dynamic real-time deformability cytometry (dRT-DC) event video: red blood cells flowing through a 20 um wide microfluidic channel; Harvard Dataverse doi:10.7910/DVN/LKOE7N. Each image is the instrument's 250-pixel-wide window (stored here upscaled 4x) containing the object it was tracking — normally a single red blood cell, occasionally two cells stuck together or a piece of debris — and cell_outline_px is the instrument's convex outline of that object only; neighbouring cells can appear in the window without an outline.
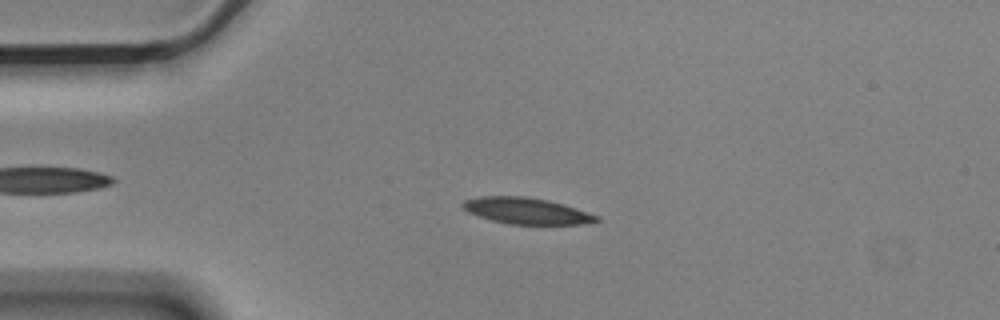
{"species": "Egyptian fruit bat (a non-hibernating species)", "species_latin": "Rousettus aegyptiacus", "temperature_condition": "cold", "stored_images_in_passage": 45, "camera_frame_rate_fps": 3000, "um_per_image_px": 0.085, "animal": {"sex": "male"}, "frame": {"image": 1, "passage_image": 2, "time_ms": 0.333, "image_size_px": [1000, 320], "cell_outline_px": [[600, 220], [580, 224], [508, 224], [492, 220], [468, 212], [460, 204], [464, 200], [480, 196], [524, 196], [548, 200], [564, 204], [600, 216]], "centroid_in_image_um": [44.75, 17.91], "position_along_channel_um": 40.3, "area_um2": 20.4}}
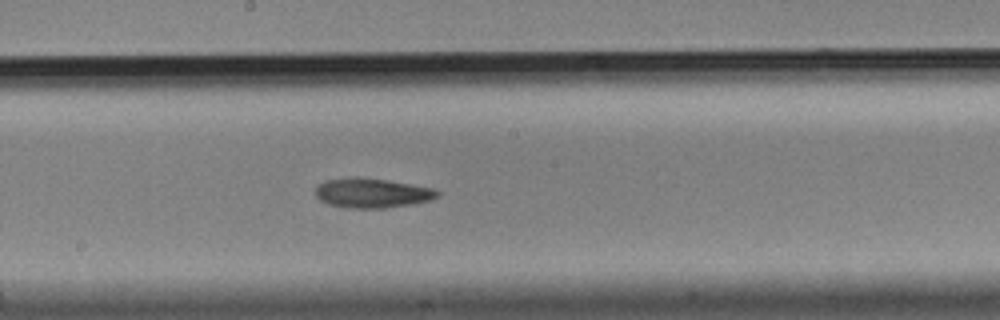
{"frame": {"image": 2, "passage_image": 19, "time_ms": 6.0, "image_size_px": [1000, 320], "cell_outline_px": [[440, 196], [432, 200], [412, 204], [384, 208], [344, 208], [328, 204], [320, 200], [316, 196], [316, 184], [324, 180], [388, 180], [436, 188], [440, 192]], "centroid_in_image_um": [31.7, 16.45], "position_along_channel_um": 216.5, "area_um2": 20.58}}
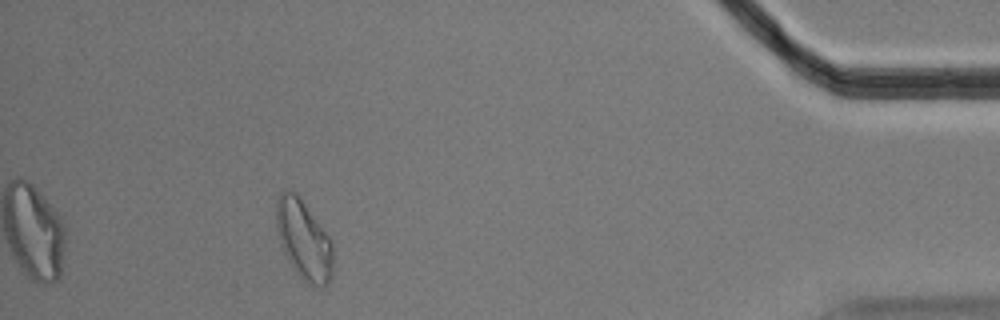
{"frame": {"image": 3, "passage_image": 40, "time_ms": 13.0, "image_size_px": [1000, 320], "cell_outline_px": [[332, 276], [328, 284], [324, 288], [312, 284], [304, 280], [296, 272], [284, 252], [280, 244], [276, 232], [276, 200], [280, 192], [284, 188], [288, 188], [296, 192], [300, 196], [332, 240]], "centroid_in_image_um": [25.8, 20.33], "position_along_channel_um": 409.4, "area_um2": 26.59}, "authors_computed_cell_mechanics": {"area_um2": 20.9814, "velocity_mm_per_s": 3.549, "shape_relaxation_time_tau1_ms": 4.4366, "shape_relaxation_time_tau2_ms": 6.0749, "deformation_change_tau1": 0.1315, "deformation_change_tau2": 0.1377}}